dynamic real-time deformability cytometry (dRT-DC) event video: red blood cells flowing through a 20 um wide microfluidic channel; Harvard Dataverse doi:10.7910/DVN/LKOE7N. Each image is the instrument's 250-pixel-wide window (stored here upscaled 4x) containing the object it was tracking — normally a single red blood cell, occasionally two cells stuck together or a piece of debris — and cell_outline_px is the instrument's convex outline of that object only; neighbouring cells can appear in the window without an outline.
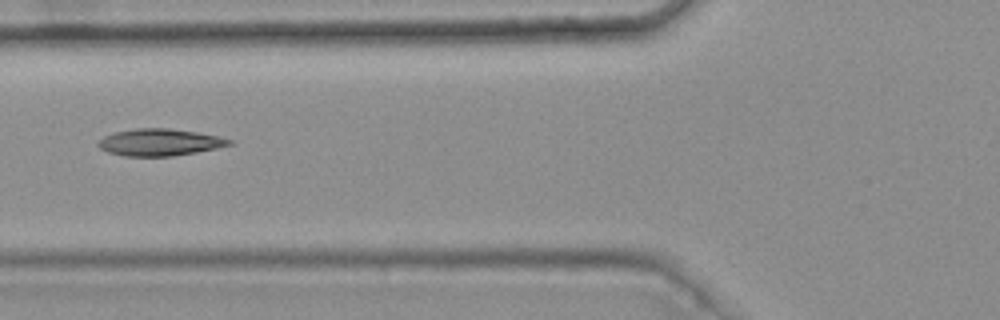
{"species": "common noctule bat (a hibernating species)", "species_latin": "Nyctalus noctula", "temperature_condition": "warm", "stored_images_in_passage": 5, "camera_frame_rate_fps": 3000, "um_per_image_px": 0.085, "animal": {"sex": "female", "body_mass_g": 25.1}, "frame": {"image": 1, "passage_image": 2, "time_ms": 0.333, "image_size_px": [1000, 320], "cell_outline_px": [[236, 144], [196, 152], [172, 156], [124, 156], [108, 152], [100, 148], [96, 144], [104, 136], [116, 132], [136, 128], [168, 128], [196, 132], [216, 136], [232, 140]], "centroid_in_image_um": [13.58, 12.1], "position_along_channel_um": 112.2, "area_um2": 20.46}}
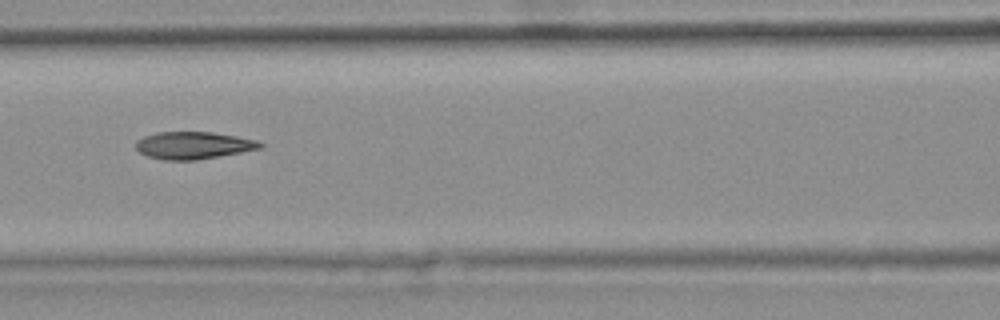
{"frame": {"image": 2, "passage_image": 3, "time_ms": 0.667, "image_size_px": [1000, 320], "cell_outline_px": [[264, 148], [196, 160], [164, 160], [148, 156], [140, 152], [136, 148], [136, 140], [144, 136], [156, 132], [212, 132], [236, 136], [256, 140], [264, 144]], "centroid_in_image_um": [16.45, 12.35], "position_along_channel_um": 150.2, "area_um2": 19.77}}